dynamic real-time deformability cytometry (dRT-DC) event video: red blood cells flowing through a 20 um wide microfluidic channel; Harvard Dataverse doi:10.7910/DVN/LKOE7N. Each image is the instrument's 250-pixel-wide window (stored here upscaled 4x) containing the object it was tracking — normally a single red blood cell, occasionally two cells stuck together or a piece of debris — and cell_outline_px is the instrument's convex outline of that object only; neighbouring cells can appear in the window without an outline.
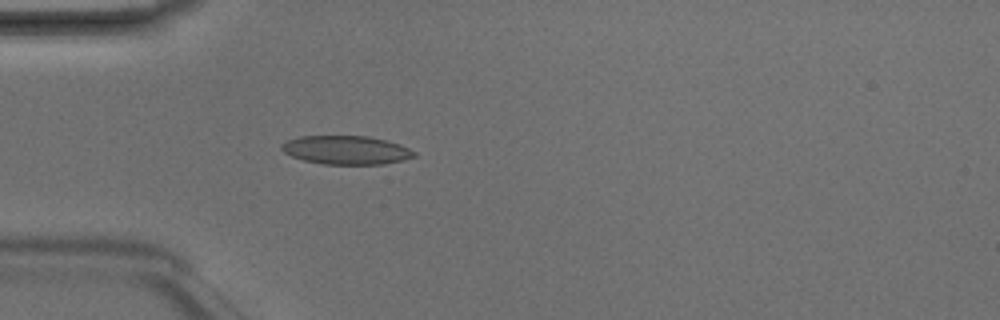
{"species": "Egyptian fruit bat (a non-hibernating species)", "species_latin": "Rousettus aegyptiacus", "temperature_condition": "room temperature", "stored_images_in_passage": 5, "camera_frame_rate_fps": 3000, "um_per_image_px": 0.085, "animal": {"sex": "male"}, "frame": {"image": 1, "passage_image": 5, "time_ms": 1.333, "image_size_px": [1000, 320], "cell_outline_px": [[416, 156], [384, 164], [324, 164], [304, 160], [292, 156], [284, 152], [280, 148], [280, 144], [288, 140], [300, 136], [368, 136], [388, 140], [400, 144], [416, 152]], "centroid_in_image_um": [29.42, 12.74], "position_along_channel_um": 55.6, "area_um2": 22.08}}